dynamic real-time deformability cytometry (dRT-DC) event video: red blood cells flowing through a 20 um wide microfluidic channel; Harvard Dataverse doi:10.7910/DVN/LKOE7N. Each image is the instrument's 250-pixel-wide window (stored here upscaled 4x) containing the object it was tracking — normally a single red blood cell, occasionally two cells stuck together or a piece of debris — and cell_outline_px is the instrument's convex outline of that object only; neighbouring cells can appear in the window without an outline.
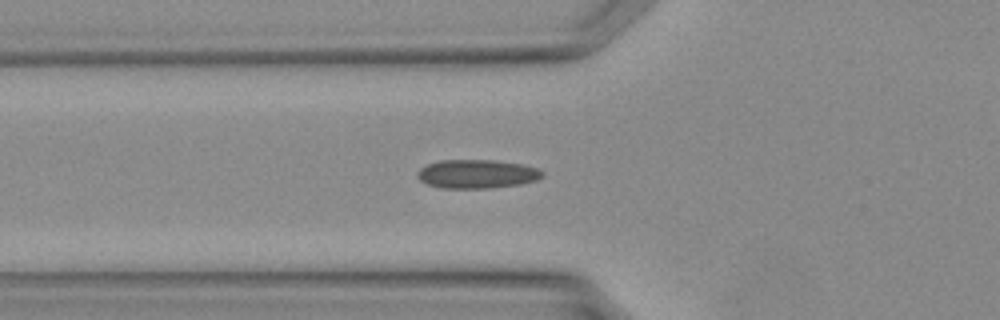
{"species": "Egyptian fruit bat (a non-hibernating species)", "species_latin": "Rousettus aegyptiacus", "temperature_condition": "warm", "stored_images_in_passage": 25, "camera_frame_rate_fps": 3000, "um_per_image_px": 0.085, "animal": {"sex": "female"}, "frame": {"image": 1, "passage_image": 4, "time_ms": 1.0, "image_size_px": [1000, 320], "cell_outline_px": [[544, 176], [536, 180], [516, 184], [488, 188], [440, 188], [428, 184], [420, 180], [416, 176], [416, 172], [420, 168], [428, 164], [440, 160], [492, 160], [520, 164], [540, 168], [544, 172]], "centroid_in_image_um": [40.52, 14.78], "position_along_channel_um": 85.3, "area_um2": 20.87}}